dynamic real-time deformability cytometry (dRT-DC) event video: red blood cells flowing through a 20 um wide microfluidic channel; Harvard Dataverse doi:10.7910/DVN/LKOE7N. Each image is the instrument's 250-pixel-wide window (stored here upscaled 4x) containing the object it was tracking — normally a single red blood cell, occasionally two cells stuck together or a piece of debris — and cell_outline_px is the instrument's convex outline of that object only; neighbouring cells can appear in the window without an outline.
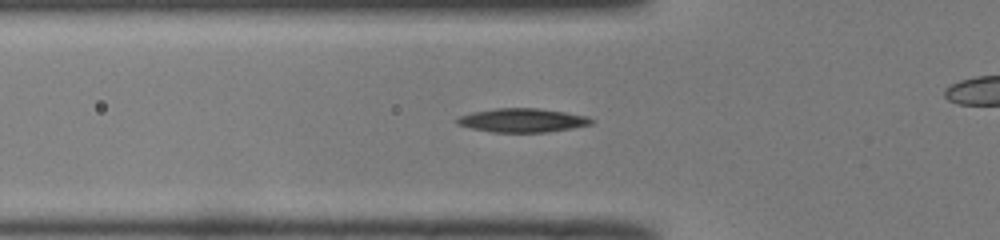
{"species": "common noctule bat (a hibernating species)", "species_latin": "Nyctalus noctula", "temperature_condition": "room temperature", "stored_images_in_passage": 51, "camera_frame_rate_fps": 3000, "um_per_image_px": 0.085, "animal": {"sex": "male", "body_mass_g": 19.0, "forearm_length_mm": 50.8}, "frame": {"image": 1, "passage_image": 17, "time_ms": 5.333, "image_size_px": [1000, 240], "cell_outline_px": [[596, 120], [592, 124], [572, 128], [548, 132], [492, 132], [472, 128], [456, 124], [456, 116], [472, 112], [496, 108], [536, 108], [564, 112], [588, 116]], "centroid_in_image_um": [44.4, 10.22], "position_along_channel_um": 81.4, "area_um2": 18.73}}
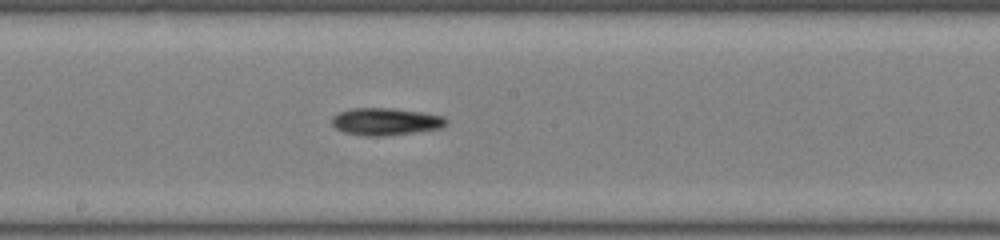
{"frame": {"image": 2, "passage_image": 27, "time_ms": 8.667, "image_size_px": [1000, 240], "cell_outline_px": [[448, 124], [440, 128], [384, 136], [364, 136], [344, 132], [336, 128], [332, 124], [332, 116], [340, 112], [352, 108], [388, 108], [420, 112], [444, 116], [448, 120]], "centroid_in_image_um": [32.77, 10.33], "position_along_channel_um": 215.4, "area_um2": 18.03}}
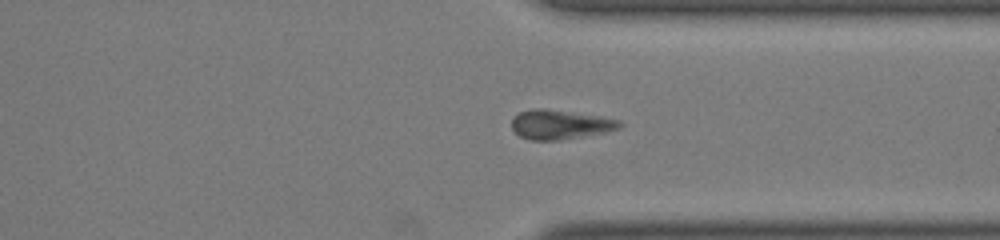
{"frame": {"image": 3, "passage_image": 38, "time_ms": 12.333, "image_size_px": [1000, 240], "cell_outline_px": [[624, 124], [620, 128], [604, 132], [560, 140], [532, 140], [520, 136], [512, 128], [512, 120], [520, 112], [532, 108], [544, 108], [600, 116], [620, 120]], "centroid_in_image_um": [47.62, 10.58], "position_along_channel_um": 363.8, "area_um2": 18.32}, "authors_computed_cell_mechanics": {"area_um2": 18.7272, "velocity_mm_per_s": 4.0251, "shape_relaxation_time_tau1_ms": 3.3489, "shape_relaxation_time_tau2_ms": 9.1979, "deformation_change_tau1": 0.0963, "deformation_change_tau2": 0.2117}}